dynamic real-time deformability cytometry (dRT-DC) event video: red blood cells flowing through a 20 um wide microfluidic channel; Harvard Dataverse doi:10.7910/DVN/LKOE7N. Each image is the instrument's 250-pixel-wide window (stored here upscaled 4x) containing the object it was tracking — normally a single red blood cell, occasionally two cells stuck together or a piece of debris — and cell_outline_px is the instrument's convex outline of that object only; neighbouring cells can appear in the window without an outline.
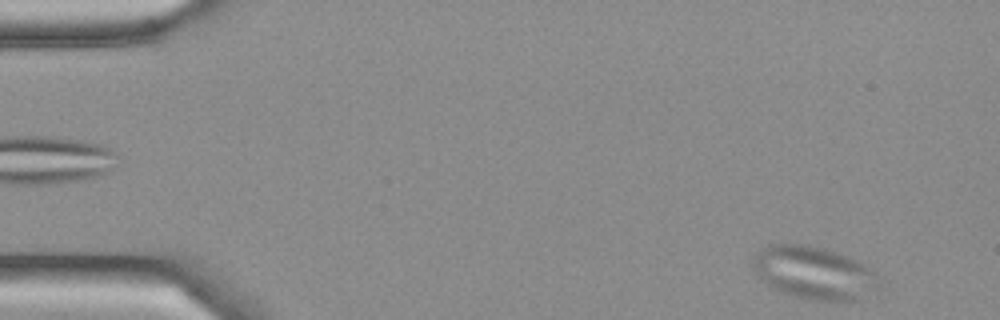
{"species": "Egyptian fruit bat (a non-hibernating species)", "species_latin": "Rousettus aegyptiacus", "temperature_condition": "cold", "stored_images_in_passage": 5, "camera_frame_rate_fps": 3000, "um_per_image_px": 0.085, "frame": {"image": 1, "passage_image": 5, "time_ms": 1.333, "image_size_px": [1000, 320], "cell_outline_px": [[880, 284], [876, 288], [856, 300], [816, 300], [796, 296], [776, 288], [768, 284], [752, 268], [752, 260], [756, 252], [768, 244], [800, 244], [824, 248], [848, 256], [872, 268]], "centroid_in_image_um": [69.18, 23.15], "position_along_channel_um": 15.8, "area_um2": 38.09}}